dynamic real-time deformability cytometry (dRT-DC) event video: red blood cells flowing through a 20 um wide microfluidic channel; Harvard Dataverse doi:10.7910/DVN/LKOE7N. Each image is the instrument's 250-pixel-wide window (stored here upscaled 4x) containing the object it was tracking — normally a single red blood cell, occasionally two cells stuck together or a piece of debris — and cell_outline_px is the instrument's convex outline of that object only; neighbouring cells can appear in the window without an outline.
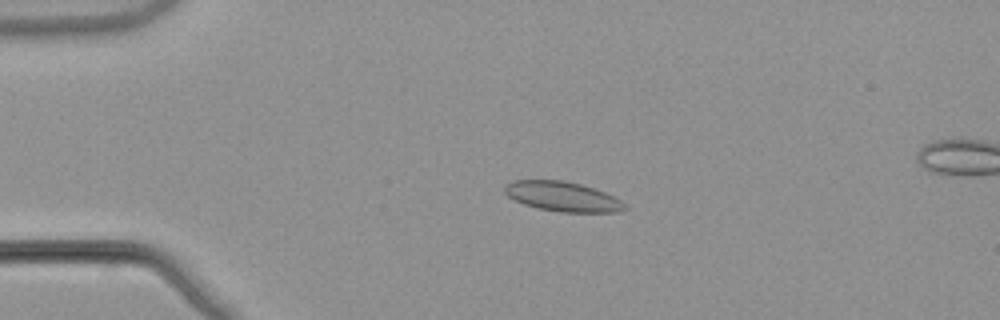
{"species": "common noctule bat (a hibernating species)", "species_latin": "Nyctalus noctula", "temperature_condition": "warm", "stored_images_in_passage": 46, "segment_of_instrument_passage": [1, 2], "camera_frame_rate_fps": 3000, "um_per_image_px": 0.085, "animal": {"sex": "male", "body_mass_g": 21.5, "forearm_length_mm": 52.0}, "frame": {"image": 1, "passage_image": 4, "time_ms": 1.0, "image_size_px": [1000, 320], "cell_outline_px": [[628, 208], [620, 212], [560, 212], [536, 208], [524, 204], [508, 196], [504, 192], [504, 188], [512, 180], [564, 180], [580, 184], [604, 192], [628, 204]], "centroid_in_image_um": [47.84, 16.71], "position_along_channel_um": 37.2, "area_um2": 20.81}}
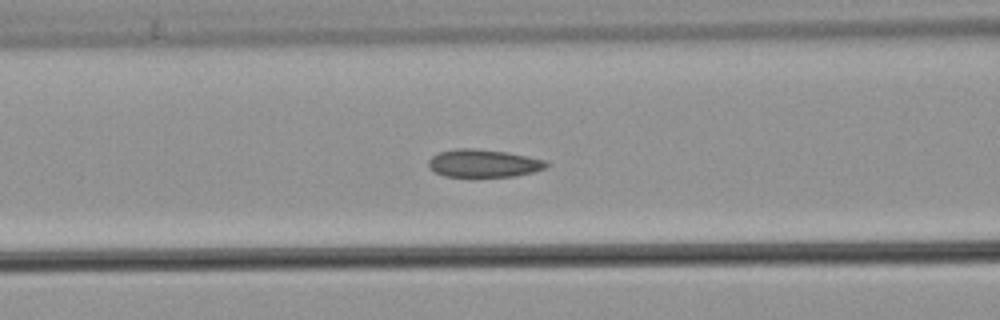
{"frame": {"image": 2, "passage_image": 14, "time_ms": 4.333, "image_size_px": [1000, 320], "cell_outline_px": [[548, 164], [544, 168], [532, 172], [516, 176], [472, 180], [444, 176], [436, 172], [428, 164], [428, 160], [432, 156], [440, 152], [456, 148], [472, 148], [508, 152], [544, 160]], "centroid_in_image_um": [41.05, 13.93], "position_along_channel_um": 125.5, "area_um2": 19.83}}
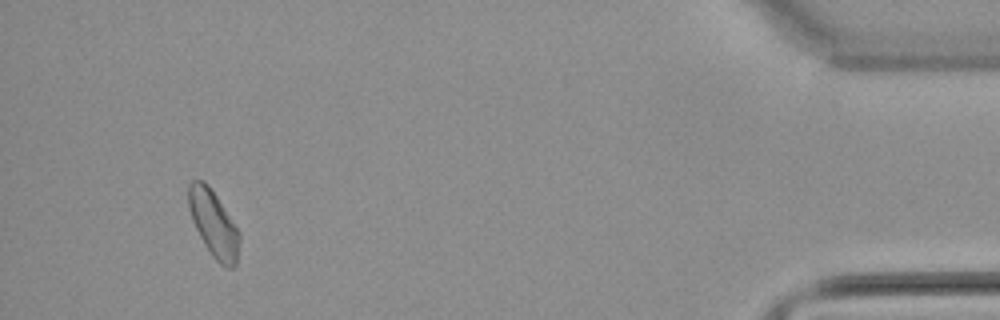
{"frame": {"image": 3, "passage_image": 42, "time_ms": 13.667, "image_size_px": [1000, 320], "cell_outline_px": [[240, 240], [236, 264], [232, 268], [224, 268], [212, 256], [204, 244], [192, 220], [188, 208], [188, 184], [192, 180], [204, 180], [208, 184], [240, 232]], "centroid_in_image_um": [18.15, 19.02], "position_along_channel_um": 417.1, "area_um2": 19.71}}